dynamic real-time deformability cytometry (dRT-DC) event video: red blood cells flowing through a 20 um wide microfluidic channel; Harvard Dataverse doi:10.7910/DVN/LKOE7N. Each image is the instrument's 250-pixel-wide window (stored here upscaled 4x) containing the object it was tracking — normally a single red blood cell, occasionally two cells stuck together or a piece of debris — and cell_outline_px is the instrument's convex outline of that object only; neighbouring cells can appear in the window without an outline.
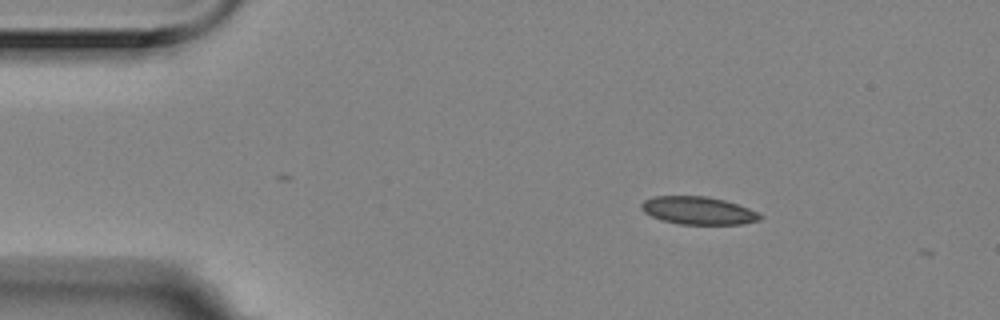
{"species": "Egyptian fruit bat (a non-hibernating species)", "species_latin": "Rousettus aegyptiacus", "temperature_condition": "room temperature", "stored_images_in_passage": 6, "segment_of_instrument_passage": [1, 2], "camera_frame_rate_fps": 3000, "um_per_image_px": 0.085, "animal": {"sex": "female"}, "frame": {"image": 1, "passage_image": 3, "time_ms": 0.667, "image_size_px": [1000, 320], "cell_outline_px": [[764, 216], [760, 220], [740, 224], [680, 224], [664, 220], [652, 216], [644, 212], [640, 208], [640, 204], [644, 200], [652, 196], [708, 196], [724, 200], [748, 208]], "centroid_in_image_um": [59.33, 17.89], "position_along_channel_um": 25.7, "area_um2": 19.13}}